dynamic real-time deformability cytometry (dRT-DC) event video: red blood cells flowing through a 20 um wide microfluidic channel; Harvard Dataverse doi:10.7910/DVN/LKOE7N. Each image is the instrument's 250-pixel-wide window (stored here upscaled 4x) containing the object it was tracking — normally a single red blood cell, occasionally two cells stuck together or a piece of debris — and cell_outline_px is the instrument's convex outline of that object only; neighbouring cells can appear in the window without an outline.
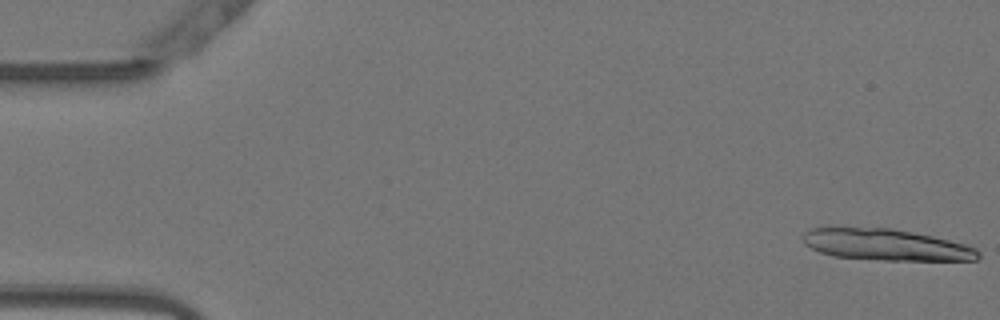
{"species": "Egyptian fruit bat (a non-hibernating species)", "species_latin": "Rousettus aegyptiacus", "temperature_condition": "warm", "stored_images_in_passage": 14, "camera_frame_rate_fps": 3000, "um_per_image_px": 0.085, "animal": {"sex": "female"}, "frame": {"image": 1, "passage_image": 1, "time_ms": 0.0, "image_size_px": [1000, 320], "cell_outline_px": [[980, 256], [976, 260], [884, 260], [832, 256], [820, 252], [804, 244], [800, 236], [808, 228], [828, 224], [892, 228], [932, 236], [968, 244], [976, 248], [980, 252]], "centroid_in_image_um": [75.18, 20.75], "position_along_channel_um": 9.8, "area_um2": 33.35}}